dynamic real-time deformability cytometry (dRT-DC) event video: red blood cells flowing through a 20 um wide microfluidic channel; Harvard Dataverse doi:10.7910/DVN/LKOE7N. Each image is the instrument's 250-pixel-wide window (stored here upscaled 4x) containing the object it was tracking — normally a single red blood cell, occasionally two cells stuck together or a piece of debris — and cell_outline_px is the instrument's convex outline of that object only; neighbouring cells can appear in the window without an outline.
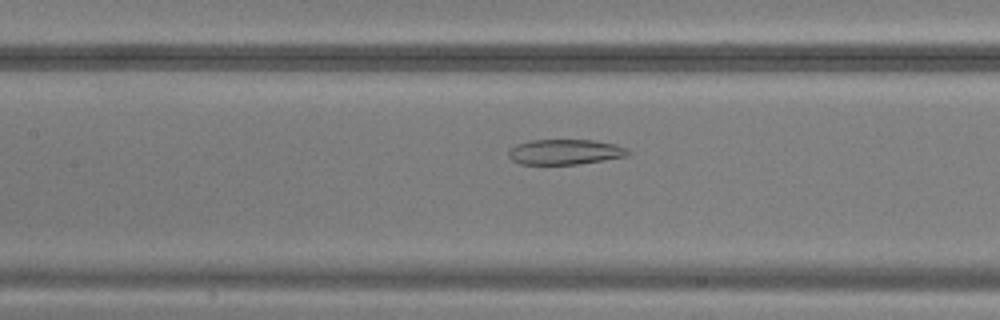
{"species": "common noctule bat (a hibernating species)", "species_latin": "Nyctalus noctula", "temperature_condition": "warm", "stored_images_in_passage": 49, "camera_frame_rate_fps": 3000, "um_per_image_px": 0.085, "animal": {"sex": "male", "body_mass_g": 20.5, "forearm_length_mm": 52.5}, "frame": {"image": 1, "passage_image": 23, "time_ms": 7.333, "image_size_px": [1000, 320], "cell_outline_px": [[632, 152], [628, 156], [576, 164], [520, 164], [512, 160], [508, 156], [508, 152], [516, 144], [528, 140], [592, 140], [616, 144], [628, 148]], "centroid_in_image_um": [48.05, 12.91], "position_along_channel_um": 159.4, "area_um2": 17.63}}
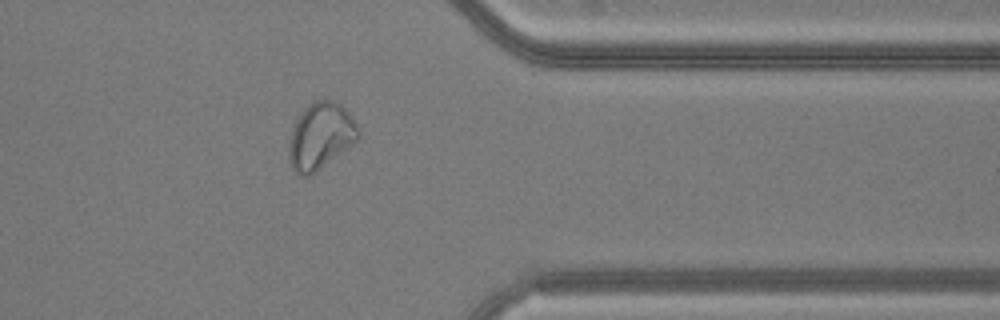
{"frame": {"image": 2, "passage_image": 40, "time_ms": 13.0, "image_size_px": [1000, 320], "cell_outline_px": [[360, 136], [352, 144], [308, 176], [300, 176], [292, 168], [288, 156], [288, 148], [292, 128], [296, 120], [304, 108], [312, 100], [336, 100], [352, 116], [360, 132]], "centroid_in_image_um": [27.23, 11.53], "position_along_channel_um": 384.2, "area_um2": 26.59}}
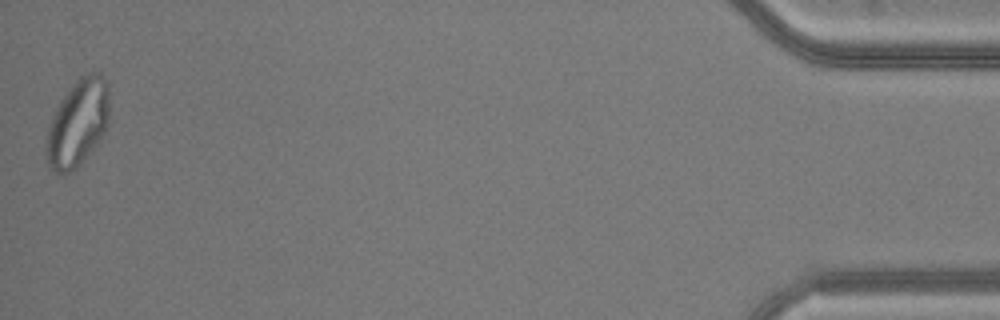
{"frame": {"image": 3, "passage_image": 49, "time_ms": 16.0, "image_size_px": [1000, 320], "cell_outline_px": [[108, 124], [104, 136], [68, 172], [60, 176], [48, 168], [44, 152], [44, 144], [48, 128], [52, 116], [60, 100], [76, 80], [84, 72], [100, 72], [104, 76], [108, 84]], "centroid_in_image_um": [6.58, 10.43], "position_along_channel_um": 428.6, "area_um2": 32.14}}